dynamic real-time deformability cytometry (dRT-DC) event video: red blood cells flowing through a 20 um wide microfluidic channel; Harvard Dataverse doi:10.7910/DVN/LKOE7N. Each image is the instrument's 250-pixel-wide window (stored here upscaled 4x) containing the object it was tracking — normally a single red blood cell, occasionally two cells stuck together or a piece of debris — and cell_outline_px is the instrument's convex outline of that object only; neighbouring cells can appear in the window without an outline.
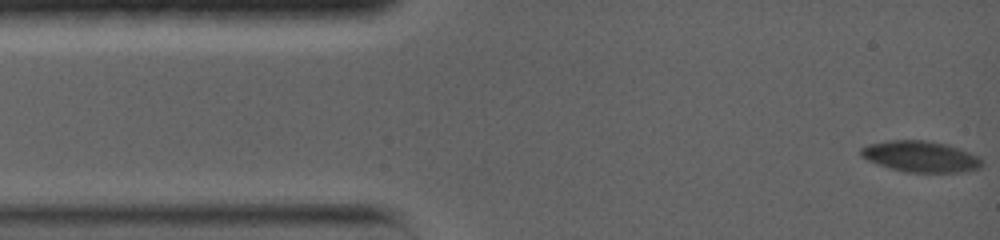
{"species": "common noctule bat (a hibernating species)", "species_latin": "Nyctalus noctula", "temperature_condition": "warm", "stored_images_in_passage": 122, "camera_frame_rate_fps": 5000, "um_per_image_px": 0.085, "animal": {"sex": "female", "body_mass_g": 19.0, "forearm_length_mm": 56.7}, "frame": {"image": 1, "passage_image": 1, "time_ms": 0.0, "image_size_px": [1000, 240], "cell_outline_px": [[980, 168], [960, 172], [904, 172], [868, 160], [860, 156], [860, 148], [868, 144], [888, 140], [928, 140], [948, 144], [960, 148], [980, 156]], "centroid_in_image_um": [78.25, 13.28], "position_along_channel_um": 6.8, "area_um2": 21.91}}
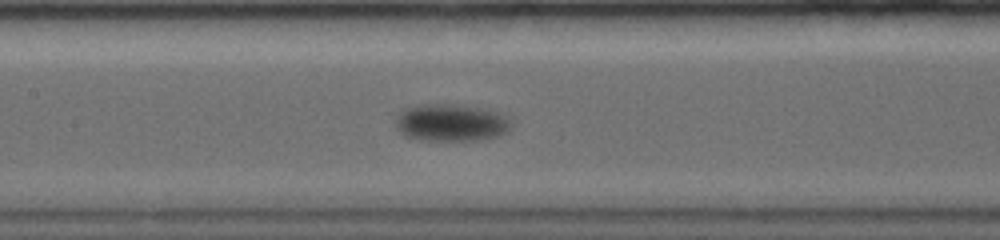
{"frame": {"image": 2, "passage_image": 53, "time_ms": 7.2, "image_size_px": [1000, 240], "cell_outline_px": [[512, 128], [508, 132], [496, 136], [480, 140], [420, 140], [404, 136], [396, 128], [396, 112], [404, 108], [416, 104], [452, 104], [480, 108], [496, 112], [504, 116], [512, 124]], "centroid_in_image_um": [38.27, 10.42], "position_along_channel_um": 169.1, "area_um2": 25.32}}
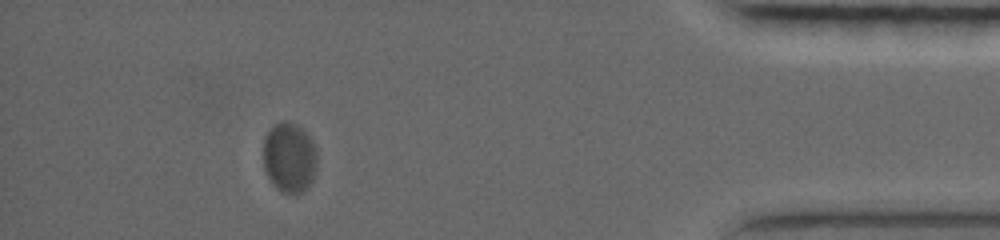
{"frame": {"image": 3, "passage_image": 101, "time_ms": 16.0, "image_size_px": [1000, 240], "cell_outline_px": [[316, 156], [312, 176], [308, 184], [300, 192], [284, 192], [276, 188], [268, 176], [264, 168], [264, 136], [280, 120], [288, 120], [300, 128], [308, 136], [312, 144]], "centroid_in_image_um": [24.54, 13.35], "position_along_channel_um": 410.7, "area_um2": 21.04}, "authors_computed_cell_mechanics": {"area_um2": 23.0333, "velocity_mm_per_s": 3.3838, "shape_relaxation_time_tau1_ms": 2.4165, "shape_relaxation_time_tau2_ms": null, "deformation_change_tau1": 0.0836, "deformation_change_tau2": null}}